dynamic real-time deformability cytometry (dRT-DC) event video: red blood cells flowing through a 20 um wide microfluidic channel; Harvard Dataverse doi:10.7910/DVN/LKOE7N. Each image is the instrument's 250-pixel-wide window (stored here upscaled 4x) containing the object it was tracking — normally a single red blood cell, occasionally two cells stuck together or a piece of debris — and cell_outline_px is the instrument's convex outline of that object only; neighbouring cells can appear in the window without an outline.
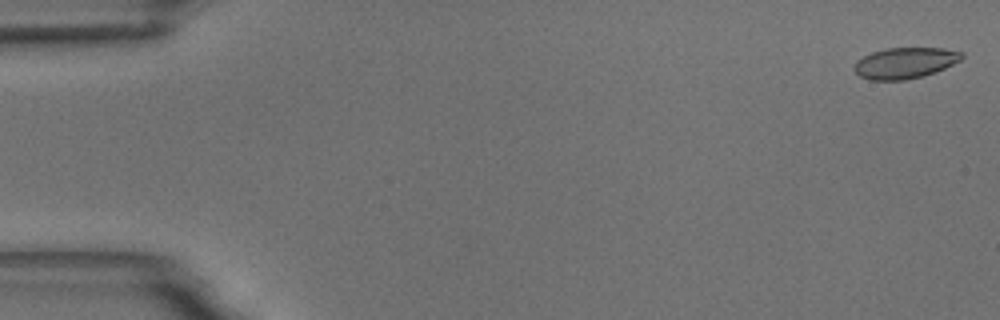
{"species": "common noctule bat (a hibernating species)", "species_latin": "Nyctalus noctula", "temperature_condition": "room temperature", "stored_images_in_passage": 55, "camera_frame_rate_fps": 3000, "um_per_image_px": 0.085, "animal": {"sex": "male", "body_mass_g": 18.8}, "frame": {"image": 1, "passage_image": 1, "time_ms": 0.0, "image_size_px": [1000, 320], "cell_outline_px": [[964, 56], [960, 60], [936, 72], [924, 76], [904, 80], [868, 80], [860, 76], [852, 68], [856, 60], [872, 52], [888, 48], [944, 48], [964, 52]], "centroid_in_image_um": [76.92, 5.35], "position_along_channel_um": 8.1, "area_um2": 19.54}}
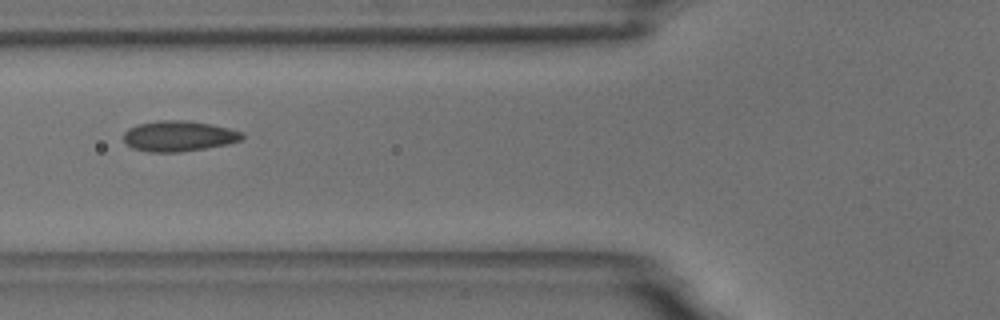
{"frame": {"image": 2, "passage_image": 21, "time_ms": 6.667, "image_size_px": [1000, 320], "cell_outline_px": [[244, 136], [240, 140], [228, 144], [180, 152], [148, 152], [132, 148], [124, 140], [124, 132], [128, 128], [136, 124], [160, 120], [188, 120], [228, 128], [244, 132]], "centroid_in_image_um": [15.17, 11.56], "position_along_channel_um": 110.6, "area_um2": 21.1}}
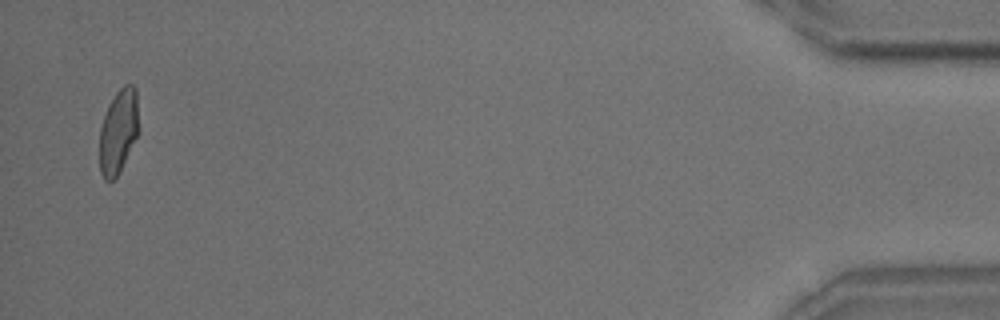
{"frame": {"image": 3, "passage_image": 54, "time_ms": 17.667, "image_size_px": [1000, 320], "cell_outline_px": [[140, 128], [116, 176], [112, 180], [104, 180], [100, 172], [100, 128], [108, 104], [116, 92], [124, 84], [132, 84], [136, 88]], "centroid_in_image_um": [10.07, 11.09], "position_along_channel_um": 425.1, "area_um2": 19.07}, "authors_computed_cell_mechanics": {"area_um2": 20.0566, "velocity_mm_per_s": 3.6371, "shape_relaxation_time_tau1_ms": 5.556, "shape_relaxation_time_tau2_ms": null, "deformation_change_tau1": 0.1441, "deformation_change_tau2": null}}